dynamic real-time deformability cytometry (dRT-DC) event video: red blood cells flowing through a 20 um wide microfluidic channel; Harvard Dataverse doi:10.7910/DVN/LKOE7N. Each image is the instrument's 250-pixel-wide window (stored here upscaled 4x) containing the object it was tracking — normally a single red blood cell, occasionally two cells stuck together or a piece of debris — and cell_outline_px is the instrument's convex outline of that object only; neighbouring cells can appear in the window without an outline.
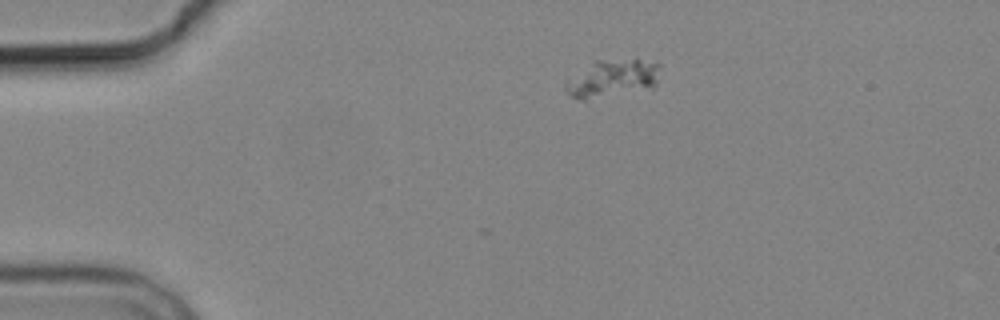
{"species": "common noctule bat (a hibernating species)", "species_latin": "Nyctalus noctula", "temperature_condition": "cold", "stored_images_in_passage": 9, "camera_frame_rate_fps": 3000, "um_per_image_px": 0.085, "animal": {"sex": "male", "body_mass_g": 19.2, "forearm_length_mm": 51.8}, "frame": {"image": 1, "passage_image": 1, "time_ms": 0.0, "image_size_px": [1000, 320], "cell_outline_px": [[660, 68], [656, 84], [652, 88], [584, 100], [580, 100], [564, 92], [564, 80], [596, 60], [640, 60], [660, 64]], "centroid_in_image_um": [51.99, 6.68], "position_along_channel_um": 33.0, "area_um2": 20.63}}
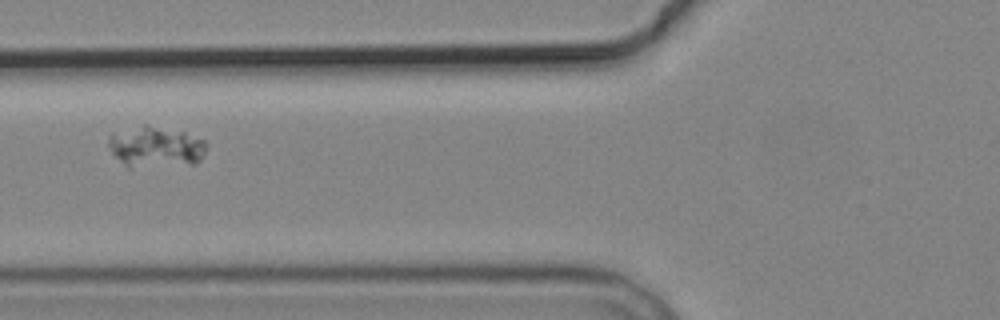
{"frame": {"image": 2, "passage_image": 4, "time_ms": 3.667, "image_size_px": [1000, 320], "cell_outline_px": [[208, 144], [200, 160], [196, 164], [132, 168], [128, 168], [108, 148], [108, 140], [112, 132], [144, 124], [184, 132], [204, 140]], "centroid_in_image_um": [13.22, 12.49], "position_along_channel_um": 112.6, "area_um2": 23.64}}
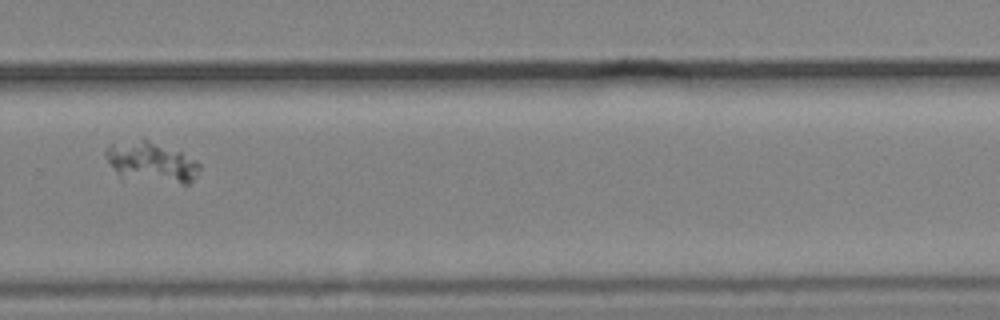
{"frame": {"image": 3, "passage_image": 9, "time_ms": 9.333, "image_size_px": [1000, 320], "cell_outline_px": [[200, 172], [188, 184], [184, 184], [116, 172], [108, 164], [104, 156], [104, 152], [108, 144], [140, 140], [148, 140], [180, 152], [196, 160], [200, 164]], "centroid_in_image_um": [12.88, 13.73], "position_along_channel_um": 316.9, "area_um2": 20.87}}